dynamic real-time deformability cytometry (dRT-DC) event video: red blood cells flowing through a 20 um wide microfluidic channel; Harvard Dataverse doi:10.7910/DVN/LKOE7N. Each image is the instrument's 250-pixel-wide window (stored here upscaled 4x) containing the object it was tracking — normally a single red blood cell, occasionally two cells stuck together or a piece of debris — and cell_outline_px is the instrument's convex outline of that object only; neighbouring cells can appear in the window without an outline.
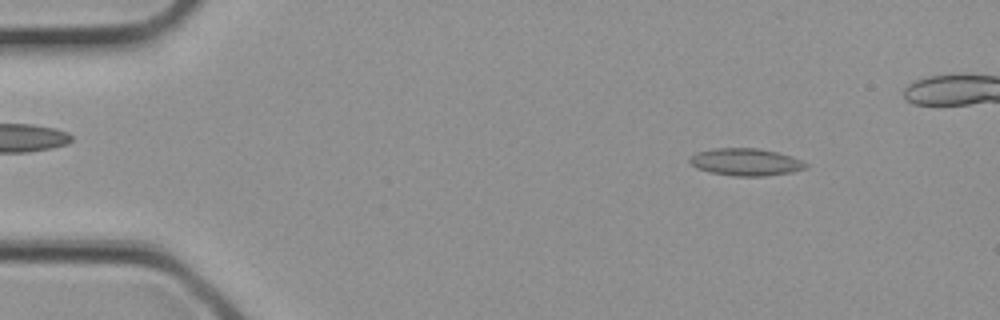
{"species": "common noctule bat (a hibernating species)", "species_latin": "Nyctalus noctula", "temperature_condition": "cold", "stored_images_in_passage": 4, "camera_frame_rate_fps": 3000, "um_per_image_px": 0.085, "animal": {"sex": "female", "body_mass_g": 21.9}, "frame": {"image": 1, "passage_image": 4, "time_ms": 1.0, "image_size_px": [1000, 320], "cell_outline_px": [[808, 168], [792, 172], [764, 176], [732, 176], [708, 172], [696, 168], [688, 160], [696, 152], [712, 148], [756, 148], [776, 152], [792, 156], [808, 164]], "centroid_in_image_um": [63.38, 13.78], "position_along_channel_um": 21.6, "area_um2": 18.55}}